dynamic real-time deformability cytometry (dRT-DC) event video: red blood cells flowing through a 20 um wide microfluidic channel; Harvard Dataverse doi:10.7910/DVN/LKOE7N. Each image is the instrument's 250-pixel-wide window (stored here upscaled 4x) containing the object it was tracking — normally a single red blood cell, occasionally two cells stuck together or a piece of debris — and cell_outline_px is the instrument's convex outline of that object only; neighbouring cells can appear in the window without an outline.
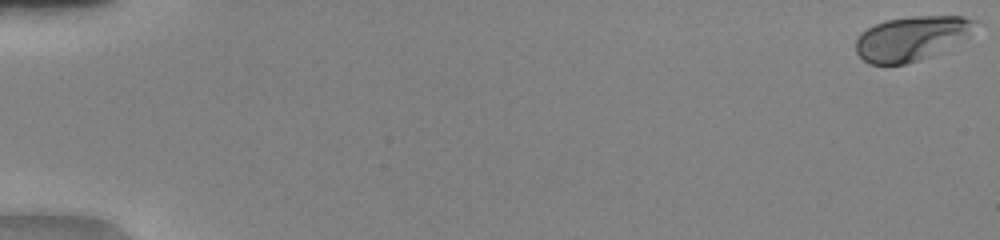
{"species": "human", "species_latin": "Homo sapiens", "temperature_condition": "warm", "stored_images_in_passage": 52, "camera_frame_rate_fps": 3000, "um_per_image_px": 0.085, "donor": {"sex": "female"}, "frame": {"image": 1, "passage_image": 1, "time_ms": 0.0, "image_size_px": [1000, 240], "cell_outline_px": [[976, 20], [968, 36], [932, 56], [904, 64], [868, 64], [856, 52], [856, 40], [860, 32], [884, 20], [912, 16], [964, 16]], "centroid_in_image_um": [77.43, 3.25], "position_along_channel_um": 7.6, "area_um2": 30.63}}
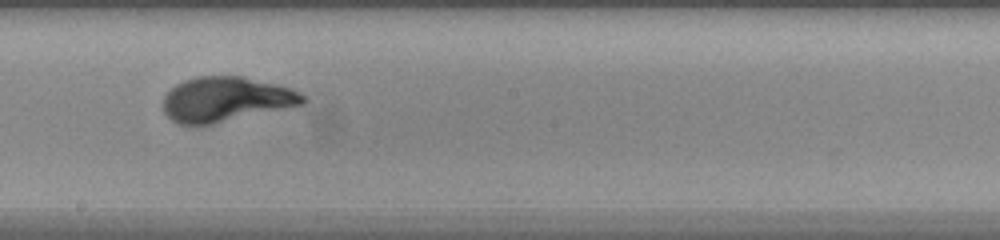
{"frame": {"image": 2, "passage_image": 31, "time_ms": 10.0, "image_size_px": [1000, 240], "cell_outline_px": [[308, 100], [304, 104], [212, 124], [176, 124], [164, 112], [164, 96], [176, 84], [184, 80], [196, 76], [244, 76], [292, 88], [300, 92]], "centroid_in_image_um": [19.22, 8.43], "position_along_channel_um": 229.0, "area_um2": 36.36}}
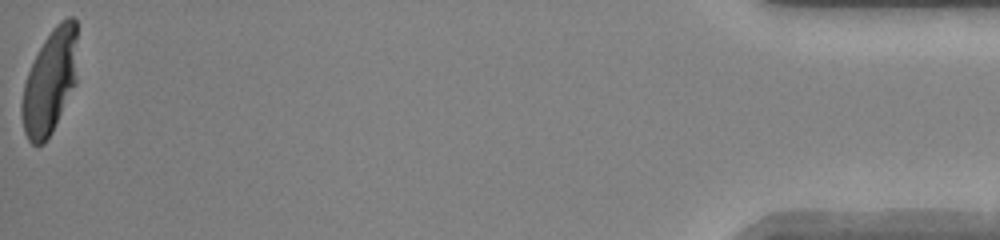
{"frame": {"image": 3, "passage_image": 52, "time_ms": 17.0, "image_size_px": [1000, 240], "cell_outline_px": [[76, 84], [52, 132], [44, 144], [32, 144], [28, 140], [24, 132], [20, 116], [20, 104], [24, 84], [28, 72], [44, 40], [52, 28], [60, 20], [68, 16], [72, 16], [76, 20]], "centroid_in_image_um": [4.22, 6.97], "position_along_channel_um": 431.0, "area_um2": 33.99}, "authors_computed_cell_mechanics": {"area_um2": 35.0846, "velocity_mm_per_s": 4.13, "shape_relaxation_time_tau1_ms": 3.5628, "shape_relaxation_time_tau2_ms": null, "deformation_change_tau1": 0.2258, "deformation_change_tau2": null}}